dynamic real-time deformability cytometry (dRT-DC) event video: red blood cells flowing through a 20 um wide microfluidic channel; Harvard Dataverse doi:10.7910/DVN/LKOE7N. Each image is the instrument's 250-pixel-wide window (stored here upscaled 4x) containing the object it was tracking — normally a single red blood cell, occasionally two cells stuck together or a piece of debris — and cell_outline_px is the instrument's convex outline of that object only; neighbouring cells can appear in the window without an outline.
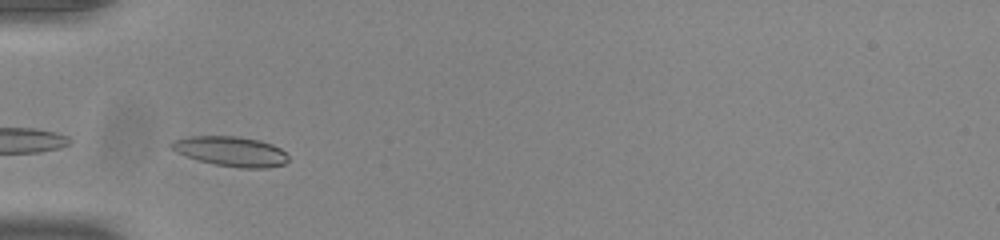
{"species": "common noctule bat (a hibernating species)", "species_latin": "Nyctalus noctula", "temperature_condition": "room temperature", "stored_images_in_passage": 25, "camera_frame_rate_fps": 3000, "um_per_image_px": 0.085, "animal": {"sex": "male", "body_mass_g": 20.0, "forearm_length_mm": 53.3}, "frame": {"image": 1, "passage_image": 1, "time_ms": 0.0, "image_size_px": [1000, 240], "cell_outline_px": [[288, 160], [284, 164], [268, 168], [240, 168], [216, 164], [200, 160], [176, 152], [168, 148], [168, 144], [172, 140], [188, 136], [236, 136], [260, 140], [272, 144], [280, 148], [288, 156]], "centroid_in_image_um": [19.6, 12.85], "position_along_channel_um": 65.4, "area_um2": 20.4}}
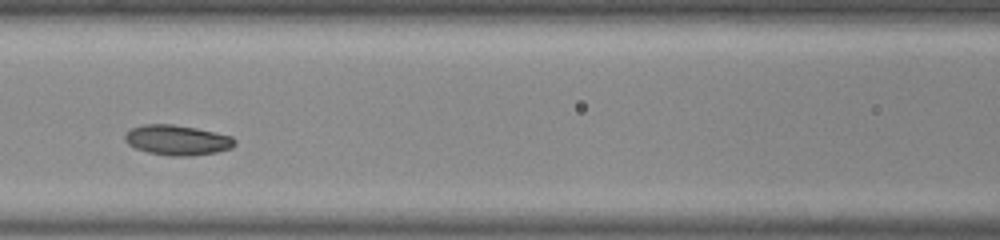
{"frame": {"image": 2, "passage_image": 8, "time_ms": 2.333, "image_size_px": [1000, 240], "cell_outline_px": [[236, 144], [232, 148], [216, 152], [188, 156], [168, 156], [148, 152], [136, 148], [128, 144], [124, 140], [124, 132], [132, 128], [144, 124], [172, 124], [196, 128], [216, 132], [232, 136], [236, 140]], "centroid_in_image_um": [15.06, 11.9], "position_along_channel_um": 151.5, "area_um2": 19.42}}
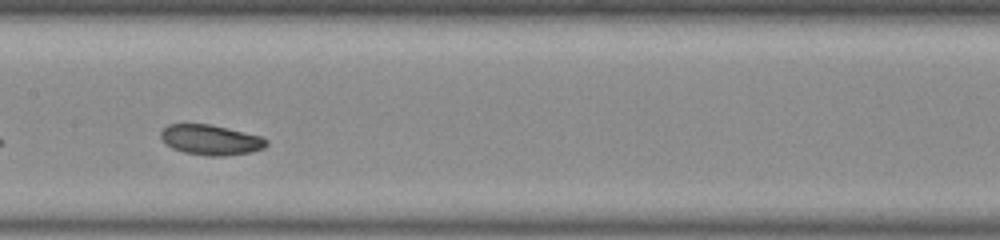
{"frame": {"image": 3, "passage_image": 11, "time_ms": 3.333, "image_size_px": [1000, 240], "cell_outline_px": [[268, 144], [264, 148], [248, 152], [224, 156], [208, 156], [184, 152], [172, 148], [160, 136], [160, 132], [168, 124], [208, 124], [228, 128], [260, 136], [268, 140]], "centroid_in_image_um": [17.92, 11.89], "position_along_channel_um": 189.5, "area_um2": 18.38}, "authors_computed_cell_mechanics": {"area_um2": 18.496, "velocity_mm_per_s": 3.8073, "shape_relaxation_time_tau1_ms": 1.6575, "shape_relaxation_time_tau2_ms": 4.2919, "deformation_change_tau1": 0.0645, "deformation_change_tau2": 0.1206}}